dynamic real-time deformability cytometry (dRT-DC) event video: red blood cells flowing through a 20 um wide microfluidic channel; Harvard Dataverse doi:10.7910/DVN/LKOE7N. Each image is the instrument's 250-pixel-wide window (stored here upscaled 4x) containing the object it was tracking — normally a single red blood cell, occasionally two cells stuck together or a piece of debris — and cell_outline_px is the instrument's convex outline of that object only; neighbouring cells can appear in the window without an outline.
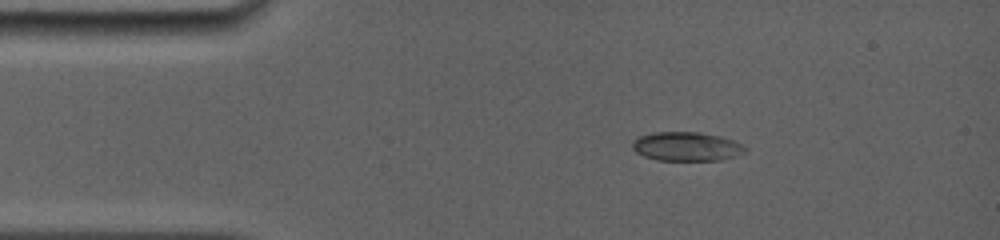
{"species": "common noctule bat (a hibernating species)", "species_latin": "Nyctalus noctula", "temperature_condition": "room temperature", "stored_images_in_passage": 32, "camera_frame_rate_fps": 5000, "um_per_image_px": 0.085, "animal": {"sex": "female", "body_mass_g": 19.0, "forearm_length_mm": 56.7}, "frame": {"image": 1, "passage_image": 1, "time_ms": 0.0, "image_size_px": [1000, 240], "cell_outline_px": [[748, 148], [744, 152], [736, 156], [724, 160], [656, 160], [644, 156], [636, 152], [632, 148], [632, 140], [640, 136], [652, 132], [700, 132], [720, 136], [736, 140], [744, 144]], "centroid_in_image_um": [58.39, 12.45], "position_along_channel_um": 26.6, "area_um2": 19.36}}
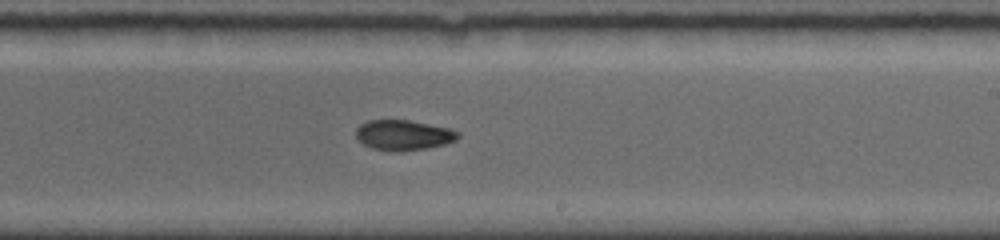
{"frame": {"image": 2, "passage_image": 16, "time_ms": 7.0, "image_size_px": [1000, 240], "cell_outline_px": [[460, 136], [456, 140], [444, 144], [428, 148], [400, 152], [372, 148], [364, 144], [356, 136], [356, 128], [360, 124], [368, 120], [408, 120], [448, 128], [460, 132]], "centroid_in_image_um": [34.3, 11.48], "position_along_channel_um": 254.7, "area_um2": 17.92}}
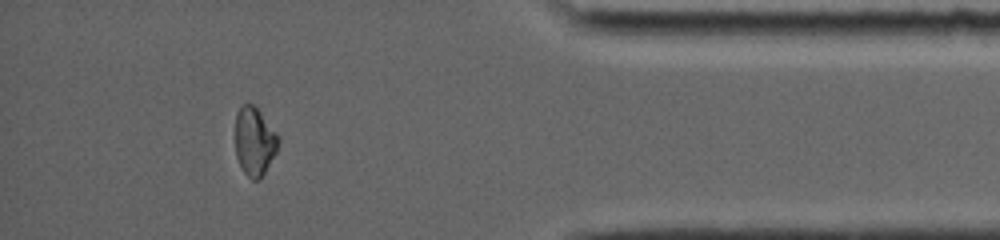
{"frame": {"image": 3, "passage_image": 28, "time_ms": 11.6, "image_size_px": [1000, 240], "cell_outline_px": [[280, 140], [276, 152], [260, 180], [252, 180], [244, 172], [236, 156], [236, 112], [240, 104], [252, 104], [260, 112], [280, 136]], "centroid_in_image_um": [21.64, 12.01], "position_along_channel_um": 413.6, "area_um2": 17.17}, "authors_computed_cell_mechanics": {"area_um2": 18.3804, "velocity_mm_per_s": 3.9514, "shape_relaxation_time_tau1_ms": null, "shape_relaxation_time_tau2_ms": 1.9789, "deformation_change_tau1": null, "deformation_change_tau2": 0.0359}}